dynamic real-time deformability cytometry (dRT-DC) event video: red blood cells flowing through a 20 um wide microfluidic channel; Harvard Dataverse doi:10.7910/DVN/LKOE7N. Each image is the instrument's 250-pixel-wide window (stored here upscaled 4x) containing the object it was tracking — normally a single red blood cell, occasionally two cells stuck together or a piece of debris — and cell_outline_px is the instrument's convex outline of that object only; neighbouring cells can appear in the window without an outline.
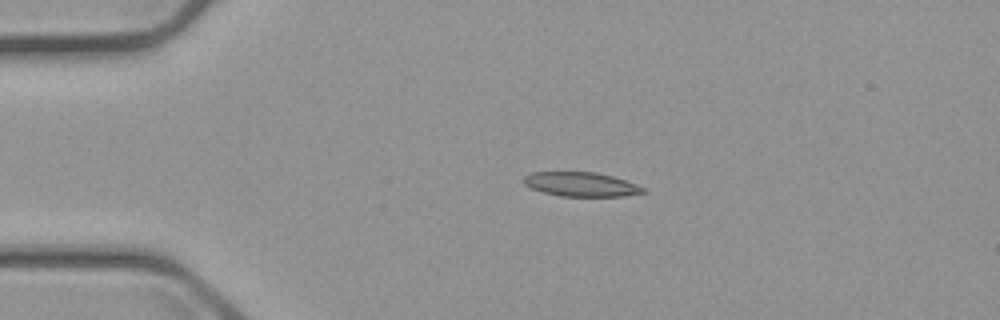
{"species": "common noctule bat (a hibernating species)", "species_latin": "Nyctalus noctula", "temperature_condition": "cold", "stored_images_in_passage": 4, "camera_frame_rate_fps": 3000, "um_per_image_px": 0.085, "animal": {"sex": "male", "body_mass_g": 23.1, "forearm_length_mm": 52.7}, "frame": {"image": 1, "passage_image": 3, "time_ms": 3.333, "image_size_px": [1000, 320], "cell_outline_px": [[648, 192], [624, 196], [560, 196], [544, 192], [532, 188], [524, 184], [524, 176], [532, 172], [596, 172], [612, 176], [624, 180], [644, 188]], "centroid_in_image_um": [49.39, 15.67], "position_along_channel_um": 35.6, "area_um2": 16.7}}